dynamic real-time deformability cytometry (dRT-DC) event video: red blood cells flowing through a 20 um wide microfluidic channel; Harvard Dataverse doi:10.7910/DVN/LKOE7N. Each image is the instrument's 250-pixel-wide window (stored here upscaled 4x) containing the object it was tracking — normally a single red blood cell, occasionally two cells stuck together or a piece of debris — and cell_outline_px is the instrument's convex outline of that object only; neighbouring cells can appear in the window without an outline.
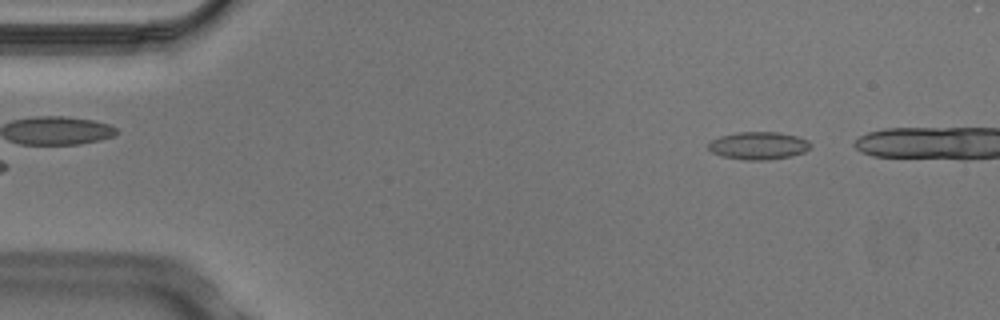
{"species": "Egyptian fruit bat (a non-hibernating species)", "species_latin": "Rousettus aegyptiacus", "temperature_condition": "cold", "stored_images_in_passage": 4, "camera_frame_rate_fps": 3000, "um_per_image_px": 0.085, "animal": {"sex": "male"}, "frame": {"image": 1, "passage_image": 4, "time_ms": 1.0, "image_size_px": [1000, 320], "cell_outline_px": [[812, 144], [804, 152], [792, 156], [764, 160], [744, 160], [720, 156], [712, 152], [708, 148], [708, 144], [712, 140], [720, 136], [736, 132], [776, 132], [796, 136], [808, 140]], "centroid_in_image_um": [64.45, 12.38], "position_along_channel_um": 20.6, "area_um2": 16.47}}